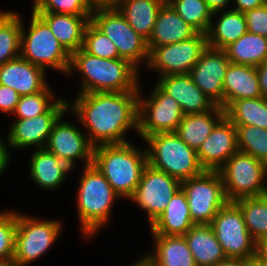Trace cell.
<instances>
[{"label":"cell","instance_id":"4fadbf2b","mask_svg":"<svg viewBox=\"0 0 267 266\" xmlns=\"http://www.w3.org/2000/svg\"><path fill=\"white\" fill-rule=\"evenodd\" d=\"M56 221H37L17 214V230L13 261L25 266L36 260L54 243L60 231Z\"/></svg>","mask_w":267,"mask_h":266},{"label":"cell","instance_id":"cb8c5ba5","mask_svg":"<svg viewBox=\"0 0 267 266\" xmlns=\"http://www.w3.org/2000/svg\"><path fill=\"white\" fill-rule=\"evenodd\" d=\"M36 14L48 24L59 43L70 55L82 48L84 32L91 20V16H76L59 13Z\"/></svg>","mask_w":267,"mask_h":266},{"label":"cell","instance_id":"bcb514c9","mask_svg":"<svg viewBox=\"0 0 267 266\" xmlns=\"http://www.w3.org/2000/svg\"><path fill=\"white\" fill-rule=\"evenodd\" d=\"M256 255L267 263V237H264L257 242Z\"/></svg>","mask_w":267,"mask_h":266},{"label":"cell","instance_id":"d590c367","mask_svg":"<svg viewBox=\"0 0 267 266\" xmlns=\"http://www.w3.org/2000/svg\"><path fill=\"white\" fill-rule=\"evenodd\" d=\"M238 150L252 155L267 166V129L251 125H235Z\"/></svg>","mask_w":267,"mask_h":266},{"label":"cell","instance_id":"8fae6325","mask_svg":"<svg viewBox=\"0 0 267 266\" xmlns=\"http://www.w3.org/2000/svg\"><path fill=\"white\" fill-rule=\"evenodd\" d=\"M207 34L196 33L192 38L159 47H148L150 68L159 69L160 76L189 74L207 49Z\"/></svg>","mask_w":267,"mask_h":266},{"label":"cell","instance_id":"484cf974","mask_svg":"<svg viewBox=\"0 0 267 266\" xmlns=\"http://www.w3.org/2000/svg\"><path fill=\"white\" fill-rule=\"evenodd\" d=\"M211 113H213V115L215 114L217 122L214 120ZM224 117L225 110L217 105L204 113L184 115L176 133L189 147L198 151L205 139L211 134L214 127Z\"/></svg>","mask_w":267,"mask_h":266},{"label":"cell","instance_id":"603a6c76","mask_svg":"<svg viewBox=\"0 0 267 266\" xmlns=\"http://www.w3.org/2000/svg\"><path fill=\"white\" fill-rule=\"evenodd\" d=\"M224 110L243 98L262 97L256 67L229 63L224 76Z\"/></svg>","mask_w":267,"mask_h":266},{"label":"cell","instance_id":"44dd1931","mask_svg":"<svg viewBox=\"0 0 267 266\" xmlns=\"http://www.w3.org/2000/svg\"><path fill=\"white\" fill-rule=\"evenodd\" d=\"M183 236L197 266H217L228 259L210 224H194Z\"/></svg>","mask_w":267,"mask_h":266},{"label":"cell","instance_id":"8992f818","mask_svg":"<svg viewBox=\"0 0 267 266\" xmlns=\"http://www.w3.org/2000/svg\"><path fill=\"white\" fill-rule=\"evenodd\" d=\"M218 171L230 202L267 194V187L262 182L267 166L252 155L238 151Z\"/></svg>","mask_w":267,"mask_h":266},{"label":"cell","instance_id":"8d00e7d4","mask_svg":"<svg viewBox=\"0 0 267 266\" xmlns=\"http://www.w3.org/2000/svg\"><path fill=\"white\" fill-rule=\"evenodd\" d=\"M82 49L99 58H121L115 44L100 31L91 21L86 26Z\"/></svg>","mask_w":267,"mask_h":266},{"label":"cell","instance_id":"60d3db41","mask_svg":"<svg viewBox=\"0 0 267 266\" xmlns=\"http://www.w3.org/2000/svg\"><path fill=\"white\" fill-rule=\"evenodd\" d=\"M248 32L267 37V3L244 12Z\"/></svg>","mask_w":267,"mask_h":266},{"label":"cell","instance_id":"816d5d0a","mask_svg":"<svg viewBox=\"0 0 267 266\" xmlns=\"http://www.w3.org/2000/svg\"><path fill=\"white\" fill-rule=\"evenodd\" d=\"M134 266H157L150 257L145 256L141 261L135 263Z\"/></svg>","mask_w":267,"mask_h":266},{"label":"cell","instance_id":"9a60e30c","mask_svg":"<svg viewBox=\"0 0 267 266\" xmlns=\"http://www.w3.org/2000/svg\"><path fill=\"white\" fill-rule=\"evenodd\" d=\"M224 50L207 49L189 72L191 79L201 91L217 106L224 109V76L229 66Z\"/></svg>","mask_w":267,"mask_h":266},{"label":"cell","instance_id":"b9f144b4","mask_svg":"<svg viewBox=\"0 0 267 266\" xmlns=\"http://www.w3.org/2000/svg\"><path fill=\"white\" fill-rule=\"evenodd\" d=\"M20 95L14 89L0 84V110L3 112H14Z\"/></svg>","mask_w":267,"mask_h":266},{"label":"cell","instance_id":"681fc988","mask_svg":"<svg viewBox=\"0 0 267 266\" xmlns=\"http://www.w3.org/2000/svg\"><path fill=\"white\" fill-rule=\"evenodd\" d=\"M217 266H246V260L228 258L227 260L221 262Z\"/></svg>","mask_w":267,"mask_h":266},{"label":"cell","instance_id":"7c38bea8","mask_svg":"<svg viewBox=\"0 0 267 266\" xmlns=\"http://www.w3.org/2000/svg\"><path fill=\"white\" fill-rule=\"evenodd\" d=\"M148 100L138 99V133L146 137L176 132L184 114L178 102L156 85Z\"/></svg>","mask_w":267,"mask_h":266},{"label":"cell","instance_id":"ffe728a7","mask_svg":"<svg viewBox=\"0 0 267 266\" xmlns=\"http://www.w3.org/2000/svg\"><path fill=\"white\" fill-rule=\"evenodd\" d=\"M44 69L18 57L0 66V84L6 85L20 96L42 91L47 84Z\"/></svg>","mask_w":267,"mask_h":266},{"label":"cell","instance_id":"5b68a950","mask_svg":"<svg viewBox=\"0 0 267 266\" xmlns=\"http://www.w3.org/2000/svg\"><path fill=\"white\" fill-rule=\"evenodd\" d=\"M78 193V216L87 236L108 221L113 201L119 195L94 164L85 166Z\"/></svg>","mask_w":267,"mask_h":266},{"label":"cell","instance_id":"5bb4252c","mask_svg":"<svg viewBox=\"0 0 267 266\" xmlns=\"http://www.w3.org/2000/svg\"><path fill=\"white\" fill-rule=\"evenodd\" d=\"M180 188L179 180L147 164L130 199L135 200L142 209L146 210L152 225L165 211L170 199Z\"/></svg>","mask_w":267,"mask_h":266},{"label":"cell","instance_id":"ee69618b","mask_svg":"<svg viewBox=\"0 0 267 266\" xmlns=\"http://www.w3.org/2000/svg\"><path fill=\"white\" fill-rule=\"evenodd\" d=\"M235 1L237 3V7L234 10L243 13L266 3L265 0H235Z\"/></svg>","mask_w":267,"mask_h":266},{"label":"cell","instance_id":"f35d334b","mask_svg":"<svg viewBox=\"0 0 267 266\" xmlns=\"http://www.w3.org/2000/svg\"><path fill=\"white\" fill-rule=\"evenodd\" d=\"M52 97L53 95L48 89V86L38 93L20 96L13 113L17 114L19 119L33 118L42 115L55 104V102H49V100H53Z\"/></svg>","mask_w":267,"mask_h":266},{"label":"cell","instance_id":"f6af8a7d","mask_svg":"<svg viewBox=\"0 0 267 266\" xmlns=\"http://www.w3.org/2000/svg\"><path fill=\"white\" fill-rule=\"evenodd\" d=\"M120 1L121 0H88L93 9L117 7Z\"/></svg>","mask_w":267,"mask_h":266},{"label":"cell","instance_id":"3957f363","mask_svg":"<svg viewBox=\"0 0 267 266\" xmlns=\"http://www.w3.org/2000/svg\"><path fill=\"white\" fill-rule=\"evenodd\" d=\"M93 164L119 197L130 198L148 164L147 153L138 152L129 142L98 144L93 150Z\"/></svg>","mask_w":267,"mask_h":266},{"label":"cell","instance_id":"d6986e66","mask_svg":"<svg viewBox=\"0 0 267 266\" xmlns=\"http://www.w3.org/2000/svg\"><path fill=\"white\" fill-rule=\"evenodd\" d=\"M157 85L178 102L184 115L204 113L215 106L189 74L161 76Z\"/></svg>","mask_w":267,"mask_h":266},{"label":"cell","instance_id":"e0dca14e","mask_svg":"<svg viewBox=\"0 0 267 266\" xmlns=\"http://www.w3.org/2000/svg\"><path fill=\"white\" fill-rule=\"evenodd\" d=\"M69 104L65 100H57L44 114L26 119H18L8 135L9 145L14 148L36 145L45 148L43 141H48L54 123L67 111Z\"/></svg>","mask_w":267,"mask_h":266},{"label":"cell","instance_id":"30bf717a","mask_svg":"<svg viewBox=\"0 0 267 266\" xmlns=\"http://www.w3.org/2000/svg\"><path fill=\"white\" fill-rule=\"evenodd\" d=\"M210 225L227 258L246 260L256 255L257 242L247 230L243 213L235 202L228 201L221 207Z\"/></svg>","mask_w":267,"mask_h":266},{"label":"cell","instance_id":"c3c4849f","mask_svg":"<svg viewBox=\"0 0 267 266\" xmlns=\"http://www.w3.org/2000/svg\"><path fill=\"white\" fill-rule=\"evenodd\" d=\"M1 140V139H0ZM5 144H3L2 141H0V174L5 169L7 163H8V150L5 148Z\"/></svg>","mask_w":267,"mask_h":266},{"label":"cell","instance_id":"db71d44e","mask_svg":"<svg viewBox=\"0 0 267 266\" xmlns=\"http://www.w3.org/2000/svg\"><path fill=\"white\" fill-rule=\"evenodd\" d=\"M161 2H163L164 4H169L172 0H160Z\"/></svg>","mask_w":267,"mask_h":266},{"label":"cell","instance_id":"836d02e7","mask_svg":"<svg viewBox=\"0 0 267 266\" xmlns=\"http://www.w3.org/2000/svg\"><path fill=\"white\" fill-rule=\"evenodd\" d=\"M243 213L245 225L252 238L258 242L267 237V194L260 197L236 200Z\"/></svg>","mask_w":267,"mask_h":266},{"label":"cell","instance_id":"4316f807","mask_svg":"<svg viewBox=\"0 0 267 266\" xmlns=\"http://www.w3.org/2000/svg\"><path fill=\"white\" fill-rule=\"evenodd\" d=\"M163 4L160 0H121L116 8L135 32L148 41Z\"/></svg>","mask_w":267,"mask_h":266},{"label":"cell","instance_id":"52a82bcc","mask_svg":"<svg viewBox=\"0 0 267 266\" xmlns=\"http://www.w3.org/2000/svg\"><path fill=\"white\" fill-rule=\"evenodd\" d=\"M29 34L21 31L20 57L45 70V67L69 73L71 55L59 43L48 24L32 12Z\"/></svg>","mask_w":267,"mask_h":266},{"label":"cell","instance_id":"f907efd6","mask_svg":"<svg viewBox=\"0 0 267 266\" xmlns=\"http://www.w3.org/2000/svg\"><path fill=\"white\" fill-rule=\"evenodd\" d=\"M246 266H267V263L258 255H254L246 259Z\"/></svg>","mask_w":267,"mask_h":266},{"label":"cell","instance_id":"4dcf8cb0","mask_svg":"<svg viewBox=\"0 0 267 266\" xmlns=\"http://www.w3.org/2000/svg\"><path fill=\"white\" fill-rule=\"evenodd\" d=\"M224 51L231 63L257 67L267 59V37L247 32Z\"/></svg>","mask_w":267,"mask_h":266},{"label":"cell","instance_id":"277c9868","mask_svg":"<svg viewBox=\"0 0 267 266\" xmlns=\"http://www.w3.org/2000/svg\"><path fill=\"white\" fill-rule=\"evenodd\" d=\"M144 140L152 150H146L148 164L180 182L205 171L198 160L197 151L183 142L176 132L158 133Z\"/></svg>","mask_w":267,"mask_h":266},{"label":"cell","instance_id":"f1b7e54d","mask_svg":"<svg viewBox=\"0 0 267 266\" xmlns=\"http://www.w3.org/2000/svg\"><path fill=\"white\" fill-rule=\"evenodd\" d=\"M69 170L71 168L65 162L45 148L38 149L32 155L30 173L34 182L44 189L60 186Z\"/></svg>","mask_w":267,"mask_h":266},{"label":"cell","instance_id":"f546056e","mask_svg":"<svg viewBox=\"0 0 267 266\" xmlns=\"http://www.w3.org/2000/svg\"><path fill=\"white\" fill-rule=\"evenodd\" d=\"M220 17L216 26L210 25L207 41L208 47L224 50L247 33L248 29L243 12L232 9L224 12Z\"/></svg>","mask_w":267,"mask_h":266},{"label":"cell","instance_id":"7402d4cb","mask_svg":"<svg viewBox=\"0 0 267 266\" xmlns=\"http://www.w3.org/2000/svg\"><path fill=\"white\" fill-rule=\"evenodd\" d=\"M197 31L186 23L170 4H163L157 14L148 47H159L192 38Z\"/></svg>","mask_w":267,"mask_h":266},{"label":"cell","instance_id":"ab89813d","mask_svg":"<svg viewBox=\"0 0 267 266\" xmlns=\"http://www.w3.org/2000/svg\"><path fill=\"white\" fill-rule=\"evenodd\" d=\"M16 230L17 213H0V260L13 259Z\"/></svg>","mask_w":267,"mask_h":266},{"label":"cell","instance_id":"7bdbcfd3","mask_svg":"<svg viewBox=\"0 0 267 266\" xmlns=\"http://www.w3.org/2000/svg\"><path fill=\"white\" fill-rule=\"evenodd\" d=\"M262 97L267 98V59L256 67Z\"/></svg>","mask_w":267,"mask_h":266},{"label":"cell","instance_id":"d6a6232c","mask_svg":"<svg viewBox=\"0 0 267 266\" xmlns=\"http://www.w3.org/2000/svg\"><path fill=\"white\" fill-rule=\"evenodd\" d=\"M14 12H0V66L20 57L23 23ZM22 23V24H21Z\"/></svg>","mask_w":267,"mask_h":266},{"label":"cell","instance_id":"ac0fdd59","mask_svg":"<svg viewBox=\"0 0 267 266\" xmlns=\"http://www.w3.org/2000/svg\"><path fill=\"white\" fill-rule=\"evenodd\" d=\"M238 151L237 128L225 116L202 143L197 156L205 170L218 171Z\"/></svg>","mask_w":267,"mask_h":266},{"label":"cell","instance_id":"2e32d148","mask_svg":"<svg viewBox=\"0 0 267 266\" xmlns=\"http://www.w3.org/2000/svg\"><path fill=\"white\" fill-rule=\"evenodd\" d=\"M61 118L62 116L54 123L48 141L45 142V149L55 154L70 168L77 158H84L85 166L93 164L94 146L78 128L70 123L61 122Z\"/></svg>","mask_w":267,"mask_h":266},{"label":"cell","instance_id":"9c48e42d","mask_svg":"<svg viewBox=\"0 0 267 266\" xmlns=\"http://www.w3.org/2000/svg\"><path fill=\"white\" fill-rule=\"evenodd\" d=\"M93 14L90 21L115 44L121 59L136 68L144 57L148 63L147 40L135 32L116 7L94 8Z\"/></svg>","mask_w":267,"mask_h":266},{"label":"cell","instance_id":"7dc6e473","mask_svg":"<svg viewBox=\"0 0 267 266\" xmlns=\"http://www.w3.org/2000/svg\"><path fill=\"white\" fill-rule=\"evenodd\" d=\"M208 7L213 12V15H216L225 5H227L229 0H204Z\"/></svg>","mask_w":267,"mask_h":266},{"label":"cell","instance_id":"1f68e13d","mask_svg":"<svg viewBox=\"0 0 267 266\" xmlns=\"http://www.w3.org/2000/svg\"><path fill=\"white\" fill-rule=\"evenodd\" d=\"M225 116L234 125H251L267 129V98H243L233 101Z\"/></svg>","mask_w":267,"mask_h":266},{"label":"cell","instance_id":"f5cc1de1","mask_svg":"<svg viewBox=\"0 0 267 266\" xmlns=\"http://www.w3.org/2000/svg\"><path fill=\"white\" fill-rule=\"evenodd\" d=\"M0 266H18L13 259L0 260Z\"/></svg>","mask_w":267,"mask_h":266},{"label":"cell","instance_id":"74e56055","mask_svg":"<svg viewBox=\"0 0 267 266\" xmlns=\"http://www.w3.org/2000/svg\"><path fill=\"white\" fill-rule=\"evenodd\" d=\"M34 13H59L91 16L93 7L88 0H34Z\"/></svg>","mask_w":267,"mask_h":266},{"label":"cell","instance_id":"e575fe53","mask_svg":"<svg viewBox=\"0 0 267 266\" xmlns=\"http://www.w3.org/2000/svg\"><path fill=\"white\" fill-rule=\"evenodd\" d=\"M169 4L198 33L207 34L214 15L204 0H172Z\"/></svg>","mask_w":267,"mask_h":266},{"label":"cell","instance_id":"83f0119b","mask_svg":"<svg viewBox=\"0 0 267 266\" xmlns=\"http://www.w3.org/2000/svg\"><path fill=\"white\" fill-rule=\"evenodd\" d=\"M155 253L148 257L157 266H197L184 236L153 234Z\"/></svg>","mask_w":267,"mask_h":266},{"label":"cell","instance_id":"ba28073f","mask_svg":"<svg viewBox=\"0 0 267 266\" xmlns=\"http://www.w3.org/2000/svg\"><path fill=\"white\" fill-rule=\"evenodd\" d=\"M194 224H211L218 210L227 202L219 171L205 170L202 174L181 182Z\"/></svg>","mask_w":267,"mask_h":266},{"label":"cell","instance_id":"6da1fadb","mask_svg":"<svg viewBox=\"0 0 267 266\" xmlns=\"http://www.w3.org/2000/svg\"><path fill=\"white\" fill-rule=\"evenodd\" d=\"M138 91L94 92L79 94L73 109L89 130V141L95 147L127 143V129L138 130ZM97 140V141H96Z\"/></svg>","mask_w":267,"mask_h":266},{"label":"cell","instance_id":"d4e9b609","mask_svg":"<svg viewBox=\"0 0 267 266\" xmlns=\"http://www.w3.org/2000/svg\"><path fill=\"white\" fill-rule=\"evenodd\" d=\"M193 225L186 194L180 188L151 229L152 234L183 236Z\"/></svg>","mask_w":267,"mask_h":266},{"label":"cell","instance_id":"7a4b0ae2","mask_svg":"<svg viewBox=\"0 0 267 266\" xmlns=\"http://www.w3.org/2000/svg\"><path fill=\"white\" fill-rule=\"evenodd\" d=\"M72 67L85 76L80 94L138 91L137 69L127 60L99 58L80 48L71 54L69 72Z\"/></svg>","mask_w":267,"mask_h":266}]
</instances>
